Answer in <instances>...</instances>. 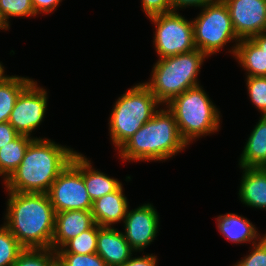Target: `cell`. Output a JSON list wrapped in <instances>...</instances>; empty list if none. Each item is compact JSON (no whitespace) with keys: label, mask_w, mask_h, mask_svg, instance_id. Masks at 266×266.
I'll use <instances>...</instances> for the list:
<instances>
[{"label":"cell","mask_w":266,"mask_h":266,"mask_svg":"<svg viewBox=\"0 0 266 266\" xmlns=\"http://www.w3.org/2000/svg\"><path fill=\"white\" fill-rule=\"evenodd\" d=\"M186 146L173 113L169 109H160L119 148V154L123 160L160 161Z\"/></svg>","instance_id":"3957f363"},{"label":"cell","mask_w":266,"mask_h":266,"mask_svg":"<svg viewBox=\"0 0 266 266\" xmlns=\"http://www.w3.org/2000/svg\"><path fill=\"white\" fill-rule=\"evenodd\" d=\"M149 18L156 25L154 44L160 59L196 49L192 21H187L176 11Z\"/></svg>","instance_id":"9c48e42d"},{"label":"cell","mask_w":266,"mask_h":266,"mask_svg":"<svg viewBox=\"0 0 266 266\" xmlns=\"http://www.w3.org/2000/svg\"><path fill=\"white\" fill-rule=\"evenodd\" d=\"M94 224L91 210H70L55 213V230L51 248L55 251L61 249L69 240L90 229Z\"/></svg>","instance_id":"4fadbf2b"},{"label":"cell","mask_w":266,"mask_h":266,"mask_svg":"<svg viewBox=\"0 0 266 266\" xmlns=\"http://www.w3.org/2000/svg\"><path fill=\"white\" fill-rule=\"evenodd\" d=\"M160 103L144 84H138L119 97L110 117V137L118 149L157 111Z\"/></svg>","instance_id":"8992f818"},{"label":"cell","mask_w":266,"mask_h":266,"mask_svg":"<svg viewBox=\"0 0 266 266\" xmlns=\"http://www.w3.org/2000/svg\"><path fill=\"white\" fill-rule=\"evenodd\" d=\"M98 224L69 240L56 253L93 254L97 249ZM66 248V249H65Z\"/></svg>","instance_id":"603a6c76"},{"label":"cell","mask_w":266,"mask_h":266,"mask_svg":"<svg viewBox=\"0 0 266 266\" xmlns=\"http://www.w3.org/2000/svg\"><path fill=\"white\" fill-rule=\"evenodd\" d=\"M246 84L251 101L266 115V76L247 77Z\"/></svg>","instance_id":"4316f807"},{"label":"cell","mask_w":266,"mask_h":266,"mask_svg":"<svg viewBox=\"0 0 266 266\" xmlns=\"http://www.w3.org/2000/svg\"><path fill=\"white\" fill-rule=\"evenodd\" d=\"M34 138L18 135L14 140L0 148V176L6 181L19 167L28 145Z\"/></svg>","instance_id":"7402d4cb"},{"label":"cell","mask_w":266,"mask_h":266,"mask_svg":"<svg viewBox=\"0 0 266 266\" xmlns=\"http://www.w3.org/2000/svg\"><path fill=\"white\" fill-rule=\"evenodd\" d=\"M47 107V92L32 81L19 95L8 122L19 135L30 133L42 122Z\"/></svg>","instance_id":"30bf717a"},{"label":"cell","mask_w":266,"mask_h":266,"mask_svg":"<svg viewBox=\"0 0 266 266\" xmlns=\"http://www.w3.org/2000/svg\"><path fill=\"white\" fill-rule=\"evenodd\" d=\"M8 192L4 225L23 248H51L55 211L48 194Z\"/></svg>","instance_id":"6da1fadb"},{"label":"cell","mask_w":266,"mask_h":266,"mask_svg":"<svg viewBox=\"0 0 266 266\" xmlns=\"http://www.w3.org/2000/svg\"><path fill=\"white\" fill-rule=\"evenodd\" d=\"M61 1L62 0H31L36 14H40L41 12H52Z\"/></svg>","instance_id":"1f68e13d"},{"label":"cell","mask_w":266,"mask_h":266,"mask_svg":"<svg viewBox=\"0 0 266 266\" xmlns=\"http://www.w3.org/2000/svg\"><path fill=\"white\" fill-rule=\"evenodd\" d=\"M142 7L148 18L173 11L171 0H142Z\"/></svg>","instance_id":"f546056e"},{"label":"cell","mask_w":266,"mask_h":266,"mask_svg":"<svg viewBox=\"0 0 266 266\" xmlns=\"http://www.w3.org/2000/svg\"><path fill=\"white\" fill-rule=\"evenodd\" d=\"M23 249L5 225L0 227V266H12Z\"/></svg>","instance_id":"d4e9b609"},{"label":"cell","mask_w":266,"mask_h":266,"mask_svg":"<svg viewBox=\"0 0 266 266\" xmlns=\"http://www.w3.org/2000/svg\"><path fill=\"white\" fill-rule=\"evenodd\" d=\"M127 210L128 202L121 186L117 191L93 201L91 213L96 224L101 227H110L123 220Z\"/></svg>","instance_id":"9a60e30c"},{"label":"cell","mask_w":266,"mask_h":266,"mask_svg":"<svg viewBox=\"0 0 266 266\" xmlns=\"http://www.w3.org/2000/svg\"><path fill=\"white\" fill-rule=\"evenodd\" d=\"M228 7L234 31L241 39L266 32V0H223Z\"/></svg>","instance_id":"8fae6325"},{"label":"cell","mask_w":266,"mask_h":266,"mask_svg":"<svg viewBox=\"0 0 266 266\" xmlns=\"http://www.w3.org/2000/svg\"><path fill=\"white\" fill-rule=\"evenodd\" d=\"M217 227L229 241L234 243H244L253 240L252 244H256L255 239L257 236V230L252 223L246 218L234 213H227L220 215L217 218Z\"/></svg>","instance_id":"d6986e66"},{"label":"cell","mask_w":266,"mask_h":266,"mask_svg":"<svg viewBox=\"0 0 266 266\" xmlns=\"http://www.w3.org/2000/svg\"><path fill=\"white\" fill-rule=\"evenodd\" d=\"M56 259L52 248H24L12 266H50Z\"/></svg>","instance_id":"cb8c5ba5"},{"label":"cell","mask_w":266,"mask_h":266,"mask_svg":"<svg viewBox=\"0 0 266 266\" xmlns=\"http://www.w3.org/2000/svg\"><path fill=\"white\" fill-rule=\"evenodd\" d=\"M132 251L124 233L111 226L98 225L96 253L108 266H123L131 258Z\"/></svg>","instance_id":"5bb4252c"},{"label":"cell","mask_w":266,"mask_h":266,"mask_svg":"<svg viewBox=\"0 0 266 266\" xmlns=\"http://www.w3.org/2000/svg\"><path fill=\"white\" fill-rule=\"evenodd\" d=\"M217 0H171L172 10H177L178 7H186V6H198V7H204L207 4H211L216 2Z\"/></svg>","instance_id":"836d02e7"},{"label":"cell","mask_w":266,"mask_h":266,"mask_svg":"<svg viewBox=\"0 0 266 266\" xmlns=\"http://www.w3.org/2000/svg\"><path fill=\"white\" fill-rule=\"evenodd\" d=\"M83 179L92 202L106 194L117 191L122 186L117 179L110 178L106 174L92 169L91 163L85 156H83Z\"/></svg>","instance_id":"44dd1931"},{"label":"cell","mask_w":266,"mask_h":266,"mask_svg":"<svg viewBox=\"0 0 266 266\" xmlns=\"http://www.w3.org/2000/svg\"><path fill=\"white\" fill-rule=\"evenodd\" d=\"M258 244H254V250L239 261L235 266H266V242L259 238Z\"/></svg>","instance_id":"f1b7e54d"},{"label":"cell","mask_w":266,"mask_h":266,"mask_svg":"<svg viewBox=\"0 0 266 266\" xmlns=\"http://www.w3.org/2000/svg\"><path fill=\"white\" fill-rule=\"evenodd\" d=\"M32 81L29 78L4 74L0 77V123L8 122L20 93Z\"/></svg>","instance_id":"ffe728a7"},{"label":"cell","mask_w":266,"mask_h":266,"mask_svg":"<svg viewBox=\"0 0 266 266\" xmlns=\"http://www.w3.org/2000/svg\"><path fill=\"white\" fill-rule=\"evenodd\" d=\"M31 0H0V17L3 24L9 28L8 18L35 16Z\"/></svg>","instance_id":"484cf974"},{"label":"cell","mask_w":266,"mask_h":266,"mask_svg":"<svg viewBox=\"0 0 266 266\" xmlns=\"http://www.w3.org/2000/svg\"><path fill=\"white\" fill-rule=\"evenodd\" d=\"M50 266H63L58 259H56Z\"/></svg>","instance_id":"d590c367"},{"label":"cell","mask_w":266,"mask_h":266,"mask_svg":"<svg viewBox=\"0 0 266 266\" xmlns=\"http://www.w3.org/2000/svg\"><path fill=\"white\" fill-rule=\"evenodd\" d=\"M158 213L151 204H145L135 210H127L124 218L127 242L134 251H141L149 245L158 232Z\"/></svg>","instance_id":"7c38bea8"},{"label":"cell","mask_w":266,"mask_h":266,"mask_svg":"<svg viewBox=\"0 0 266 266\" xmlns=\"http://www.w3.org/2000/svg\"><path fill=\"white\" fill-rule=\"evenodd\" d=\"M76 152L48 139L34 138L19 167L4 181L8 191L47 194Z\"/></svg>","instance_id":"7a4b0ae2"},{"label":"cell","mask_w":266,"mask_h":266,"mask_svg":"<svg viewBox=\"0 0 266 266\" xmlns=\"http://www.w3.org/2000/svg\"><path fill=\"white\" fill-rule=\"evenodd\" d=\"M0 29H8L4 24H3V22H2V20H1V17H0Z\"/></svg>","instance_id":"8d00e7d4"},{"label":"cell","mask_w":266,"mask_h":266,"mask_svg":"<svg viewBox=\"0 0 266 266\" xmlns=\"http://www.w3.org/2000/svg\"><path fill=\"white\" fill-rule=\"evenodd\" d=\"M262 239L266 242V235L264 237H262Z\"/></svg>","instance_id":"f35d334b"},{"label":"cell","mask_w":266,"mask_h":266,"mask_svg":"<svg viewBox=\"0 0 266 266\" xmlns=\"http://www.w3.org/2000/svg\"><path fill=\"white\" fill-rule=\"evenodd\" d=\"M239 189L241 202L247 206L266 209V168H243Z\"/></svg>","instance_id":"2e32d148"},{"label":"cell","mask_w":266,"mask_h":266,"mask_svg":"<svg viewBox=\"0 0 266 266\" xmlns=\"http://www.w3.org/2000/svg\"><path fill=\"white\" fill-rule=\"evenodd\" d=\"M4 67L2 66V64L0 63V77L4 74Z\"/></svg>","instance_id":"74e56055"},{"label":"cell","mask_w":266,"mask_h":266,"mask_svg":"<svg viewBox=\"0 0 266 266\" xmlns=\"http://www.w3.org/2000/svg\"><path fill=\"white\" fill-rule=\"evenodd\" d=\"M63 266H108L97 254L56 253Z\"/></svg>","instance_id":"83f0119b"},{"label":"cell","mask_w":266,"mask_h":266,"mask_svg":"<svg viewBox=\"0 0 266 266\" xmlns=\"http://www.w3.org/2000/svg\"><path fill=\"white\" fill-rule=\"evenodd\" d=\"M166 106L187 145L196 137L218 131L220 114L201 86L184 91Z\"/></svg>","instance_id":"5b68a950"},{"label":"cell","mask_w":266,"mask_h":266,"mask_svg":"<svg viewBox=\"0 0 266 266\" xmlns=\"http://www.w3.org/2000/svg\"><path fill=\"white\" fill-rule=\"evenodd\" d=\"M266 54V32H262L251 38Z\"/></svg>","instance_id":"e575fe53"},{"label":"cell","mask_w":266,"mask_h":266,"mask_svg":"<svg viewBox=\"0 0 266 266\" xmlns=\"http://www.w3.org/2000/svg\"><path fill=\"white\" fill-rule=\"evenodd\" d=\"M206 56L195 49L161 58L153 67L151 81L144 84L160 104H167L184 91L199 86L198 72Z\"/></svg>","instance_id":"277c9868"},{"label":"cell","mask_w":266,"mask_h":266,"mask_svg":"<svg viewBox=\"0 0 266 266\" xmlns=\"http://www.w3.org/2000/svg\"><path fill=\"white\" fill-rule=\"evenodd\" d=\"M200 15L192 21L196 49L210 56L237 37L227 5L223 0L203 7Z\"/></svg>","instance_id":"52a82bcc"},{"label":"cell","mask_w":266,"mask_h":266,"mask_svg":"<svg viewBox=\"0 0 266 266\" xmlns=\"http://www.w3.org/2000/svg\"><path fill=\"white\" fill-rule=\"evenodd\" d=\"M230 52L248 71L247 77L266 76V54L252 39H241Z\"/></svg>","instance_id":"ac0fdd59"},{"label":"cell","mask_w":266,"mask_h":266,"mask_svg":"<svg viewBox=\"0 0 266 266\" xmlns=\"http://www.w3.org/2000/svg\"><path fill=\"white\" fill-rule=\"evenodd\" d=\"M48 196L55 213L91 210L92 200L83 179V155L75 153L71 162L52 183Z\"/></svg>","instance_id":"ba28073f"},{"label":"cell","mask_w":266,"mask_h":266,"mask_svg":"<svg viewBox=\"0 0 266 266\" xmlns=\"http://www.w3.org/2000/svg\"><path fill=\"white\" fill-rule=\"evenodd\" d=\"M19 134L9 123H0V148L14 140Z\"/></svg>","instance_id":"4dcf8cb0"},{"label":"cell","mask_w":266,"mask_h":266,"mask_svg":"<svg viewBox=\"0 0 266 266\" xmlns=\"http://www.w3.org/2000/svg\"><path fill=\"white\" fill-rule=\"evenodd\" d=\"M239 165L243 168H266V115H262L251 132Z\"/></svg>","instance_id":"e0dca14e"},{"label":"cell","mask_w":266,"mask_h":266,"mask_svg":"<svg viewBox=\"0 0 266 266\" xmlns=\"http://www.w3.org/2000/svg\"><path fill=\"white\" fill-rule=\"evenodd\" d=\"M156 260V256L148 254L142 257L130 258L123 266H157Z\"/></svg>","instance_id":"d6a6232c"}]
</instances>
